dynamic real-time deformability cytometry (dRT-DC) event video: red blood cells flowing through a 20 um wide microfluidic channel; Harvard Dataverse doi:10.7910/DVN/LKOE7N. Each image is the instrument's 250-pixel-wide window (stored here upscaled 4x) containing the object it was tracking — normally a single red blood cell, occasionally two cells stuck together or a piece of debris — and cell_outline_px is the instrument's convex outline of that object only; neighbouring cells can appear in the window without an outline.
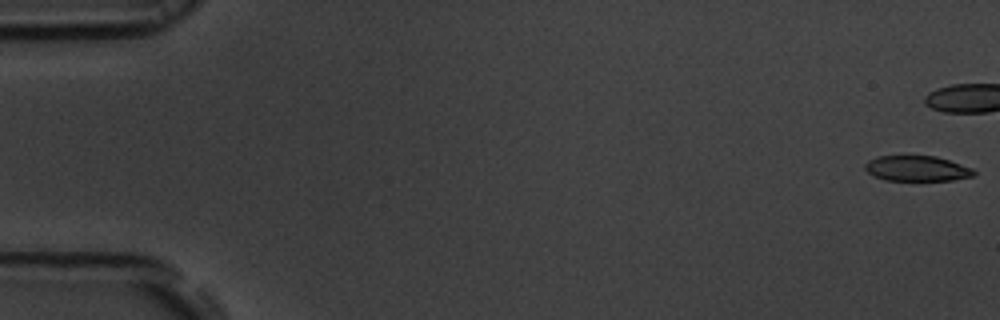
{"species": "common noctule bat (a hibernating species)", "species_latin": "Nyctalus noctula", "temperature_condition": "room temperature", "stored_images_in_passage": 43, "camera_frame_rate_fps": 3000, "um_per_image_px": 0.085, "animal": {"sex": "male", "body_mass_g": 19.5, "forearm_length_mm": 54.6}, "frame": {"image": 1, "passage_image": 1, "time_ms": 0.0, "image_size_px": [1000, 320], "cell_outline_px": [[976, 176], [952, 180], [884, 180], [872, 176], [864, 168], [864, 164], [868, 160], [876, 156], [936, 156], [972, 168], [976, 172]], "centroid_in_image_um": [77.92, 14.32], "position_along_channel_um": 7.1, "area_um2": 16.18}}